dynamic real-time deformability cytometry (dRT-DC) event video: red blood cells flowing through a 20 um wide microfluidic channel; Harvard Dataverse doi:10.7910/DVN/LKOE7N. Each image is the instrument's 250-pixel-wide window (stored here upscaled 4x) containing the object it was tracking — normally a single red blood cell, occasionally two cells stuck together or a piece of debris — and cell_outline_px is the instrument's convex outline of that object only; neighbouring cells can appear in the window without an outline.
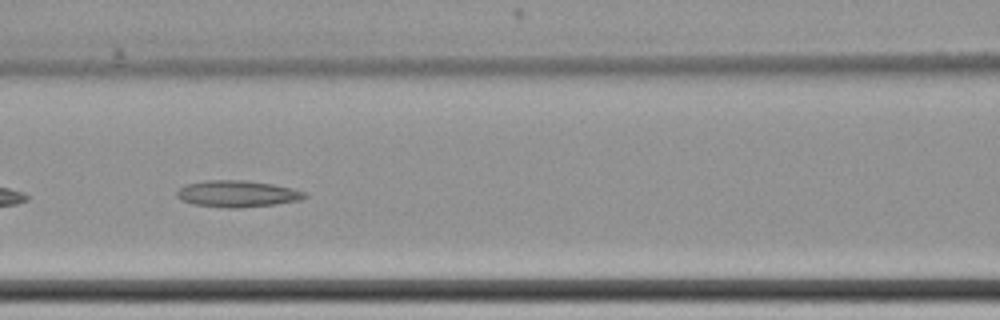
{"species": "common noctule bat (a hibernating species)", "species_latin": "Nyctalus noctula", "temperature_condition": "cold", "stored_images_in_passage": 42, "camera_frame_rate_fps": 3000, "um_per_image_px": 0.085, "animal": {"sex": "female", "body_mass_g": 22.7, "forearm_length_mm": 54.2}, "frame": {"image": 1, "passage_image": 9, "time_ms": 2.667, "image_size_px": [1000, 320], "cell_outline_px": [[308, 196], [300, 200], [276, 204], [240, 208], [228, 208], [192, 204], [180, 200], [176, 196], [176, 192], [180, 188], [188, 184], [204, 180], [244, 180], [272, 184], [292, 188], [304, 192]], "centroid_in_image_um": [20.15, 16.47], "position_along_channel_um": 146.4, "area_um2": 19.83}}
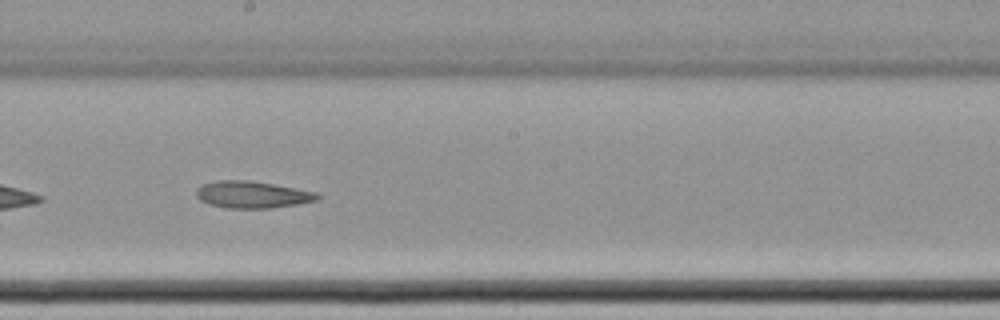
{"frame": {"image": 2, "passage_image": 16, "time_ms": 5.0, "image_size_px": [1000, 320], "cell_outline_px": [[320, 196], [316, 200], [296, 204], [272, 208], [228, 208], [208, 204], [200, 200], [196, 196], [196, 188], [200, 184], [220, 180], [248, 180], [296, 188], [316, 192]], "centroid_in_image_um": [21.39, 16.54], "position_along_channel_um": 226.8, "area_um2": 18.96}}
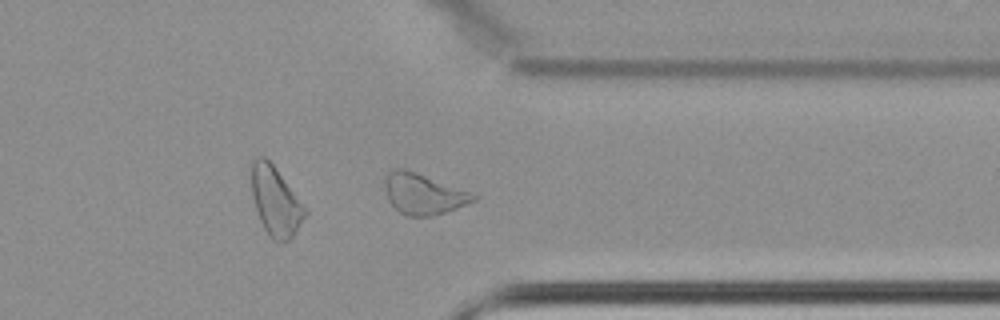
{"frame": {"image": 3, "passage_image": 29, "time_ms": 9.333, "image_size_px": [1000, 320], "cell_outline_px": [[476, 200], [436, 216], [404, 216], [388, 200], [384, 184], [384, 176], [392, 168], [404, 168], [416, 172], [468, 192], [476, 196]], "centroid_in_image_um": [35.91, 16.48], "position_along_channel_um": 375.5, "area_um2": 20.81}}